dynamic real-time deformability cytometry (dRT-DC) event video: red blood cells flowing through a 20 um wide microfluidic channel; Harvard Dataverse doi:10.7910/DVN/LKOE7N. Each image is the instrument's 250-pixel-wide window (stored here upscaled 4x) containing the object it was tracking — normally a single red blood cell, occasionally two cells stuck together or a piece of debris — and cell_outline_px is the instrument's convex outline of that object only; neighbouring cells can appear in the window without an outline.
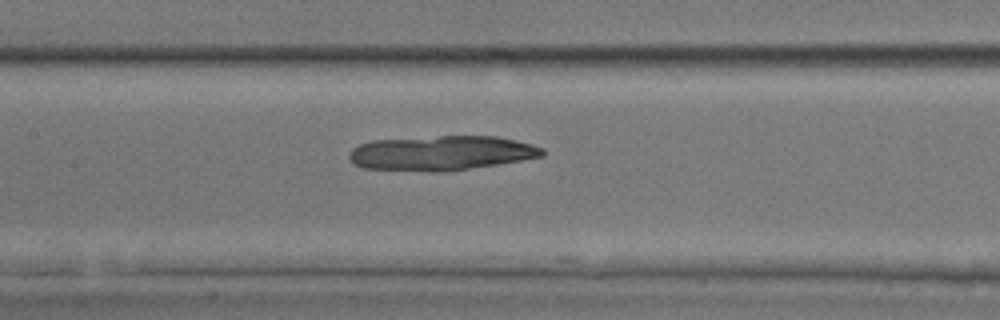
{"species": "common noctule bat (a hibernating species)", "species_latin": "Nyctalus noctula", "temperature_condition": "room temperature", "stored_images_in_passage": 38, "camera_frame_rate_fps": 3000, "um_per_image_px": 0.085, "animal": {"sex": "male", "body_mass_g": 17.9, "forearm_length_mm": 54.2}, "frame": {"image": 1, "passage_image": 19, "time_ms": 6.0, "image_size_px": [1000, 320], "cell_outline_px": [[544, 156], [448, 172], [432, 172], [360, 168], [352, 164], [348, 156], [348, 152], [352, 148], [360, 144], [372, 140], [440, 136], [496, 136], [516, 140], [532, 144], [544, 148]], "centroid_in_image_um": [37.46, 13.02], "position_along_channel_um": 169.9, "area_um2": 39.36}}
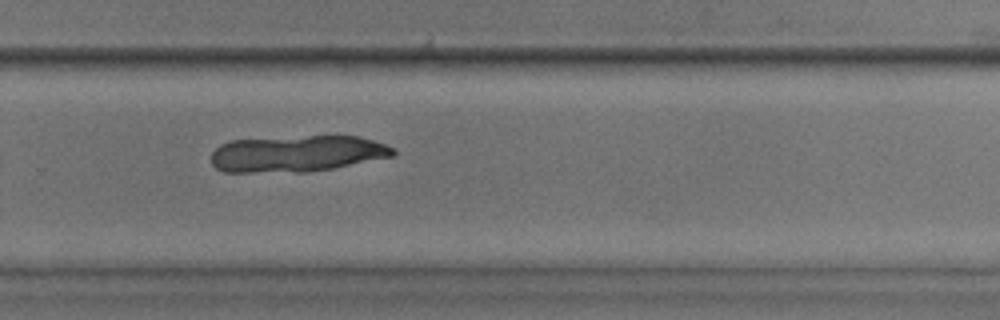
{"frame": {"image": 2, "passage_image": 29, "time_ms": 9.333, "image_size_px": [1000, 320], "cell_outline_px": [[396, 152], [392, 156], [332, 168], [308, 172], [224, 172], [216, 168], [212, 164], [212, 152], [220, 144], [232, 140], [308, 136], [356, 136], [372, 140], [396, 148]], "centroid_in_image_um": [25.22, 13.06], "position_along_channel_um": 304.6, "area_um2": 38.44}}
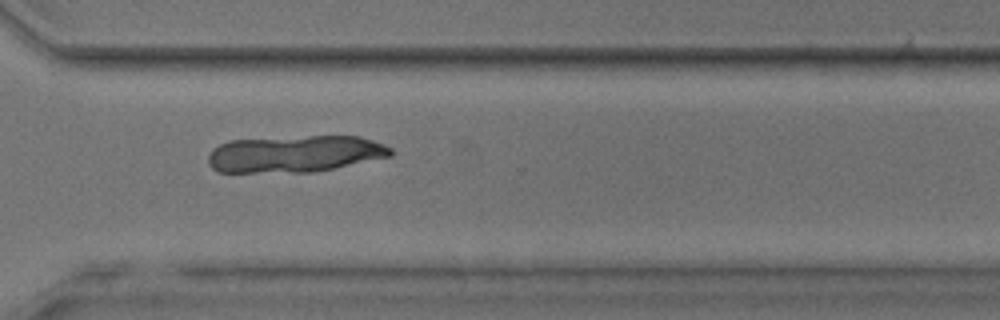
{"frame": {"image": 3, "passage_image": 32, "time_ms": 10.333, "image_size_px": [1000, 320], "cell_outline_px": [[392, 156], [312, 172], [216, 172], [208, 164], [208, 156], [212, 148], [220, 144], [232, 140], [308, 136], [360, 136], [384, 144], [392, 148]], "centroid_in_image_um": [25.05, 13.08], "position_along_channel_um": 345.6, "area_um2": 39.07}}